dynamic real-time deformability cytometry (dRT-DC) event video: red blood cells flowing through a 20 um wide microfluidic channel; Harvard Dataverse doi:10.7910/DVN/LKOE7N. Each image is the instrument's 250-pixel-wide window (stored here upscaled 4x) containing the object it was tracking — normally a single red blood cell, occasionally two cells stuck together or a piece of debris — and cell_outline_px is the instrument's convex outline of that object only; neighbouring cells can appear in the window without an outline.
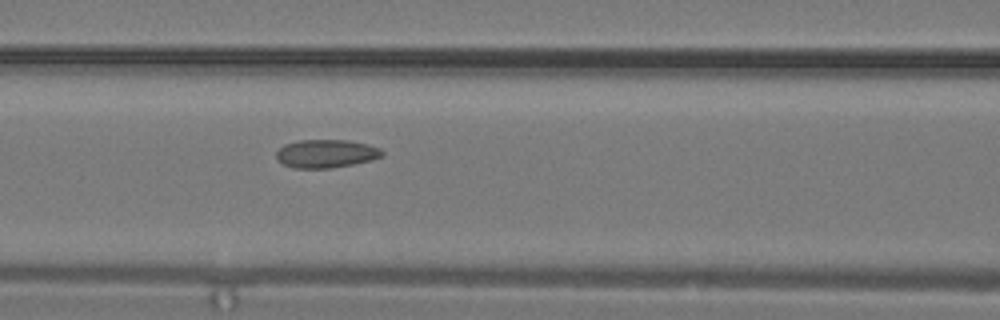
{"species": "common noctule bat (a hibernating species)", "species_latin": "Nyctalus noctula", "temperature_condition": "warm", "stored_images_in_passage": 4, "camera_frame_rate_fps": 3000, "um_per_image_px": 0.085, "animal": {"sex": "male", "body_mass_g": 19.2, "forearm_length_mm": 51.8}, "frame": {"image": 1, "passage_image": 3, "time_ms": 0.667, "image_size_px": [1000, 320], "cell_outline_px": [[384, 156], [372, 160], [332, 168], [292, 168], [276, 160], [276, 152], [284, 144], [300, 140], [348, 140], [368, 144], [380, 148], [384, 152]], "centroid_in_image_um": [27.73, 13.06], "position_along_channel_um": 138.9, "area_um2": 17.57}}